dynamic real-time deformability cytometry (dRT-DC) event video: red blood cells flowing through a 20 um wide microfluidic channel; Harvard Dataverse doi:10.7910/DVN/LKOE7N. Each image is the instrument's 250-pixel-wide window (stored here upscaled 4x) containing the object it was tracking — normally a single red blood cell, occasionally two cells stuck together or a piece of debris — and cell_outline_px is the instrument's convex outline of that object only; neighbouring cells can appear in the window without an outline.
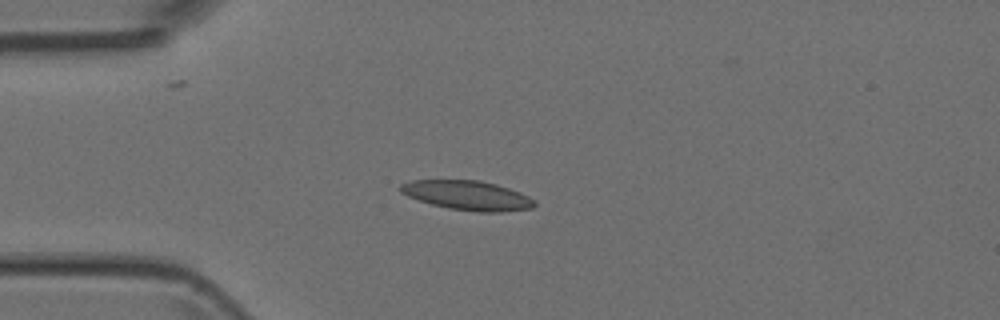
{"species": "Egyptian fruit bat (a non-hibernating species)", "species_latin": "Rousettus aegyptiacus", "temperature_condition": "room temperature", "stored_images_in_passage": 5, "camera_frame_rate_fps": 3000, "um_per_image_px": 0.085, "animal": {"sex": "female"}, "frame": {"image": 1, "passage_image": 3, "time_ms": 2.333, "image_size_px": [1000, 320], "cell_outline_px": [[536, 204], [532, 208], [500, 212], [476, 212], [448, 208], [432, 204], [408, 196], [400, 192], [400, 184], [412, 180], [480, 180], [496, 184], [520, 192], [536, 200]], "centroid_in_image_um": [39.75, 16.6], "position_along_channel_um": 45.2, "area_um2": 22.95}}
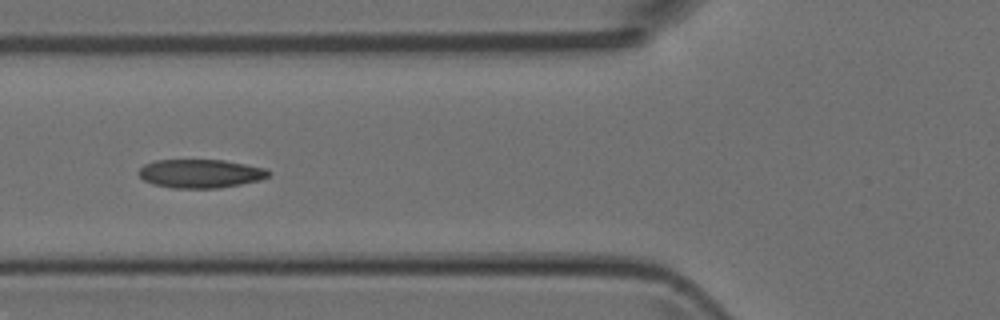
{"frame": {"image": 2, "passage_image": 5, "time_ms": 4.333, "image_size_px": [1000, 320], "cell_outline_px": [[272, 172], [268, 176], [260, 180], [220, 188], [172, 188], [152, 184], [144, 180], [136, 172], [144, 164], [156, 160], [224, 160], [268, 168]], "centroid_in_image_um": [17.05, 14.75], "position_along_channel_um": 108.8, "area_um2": 21.85}}